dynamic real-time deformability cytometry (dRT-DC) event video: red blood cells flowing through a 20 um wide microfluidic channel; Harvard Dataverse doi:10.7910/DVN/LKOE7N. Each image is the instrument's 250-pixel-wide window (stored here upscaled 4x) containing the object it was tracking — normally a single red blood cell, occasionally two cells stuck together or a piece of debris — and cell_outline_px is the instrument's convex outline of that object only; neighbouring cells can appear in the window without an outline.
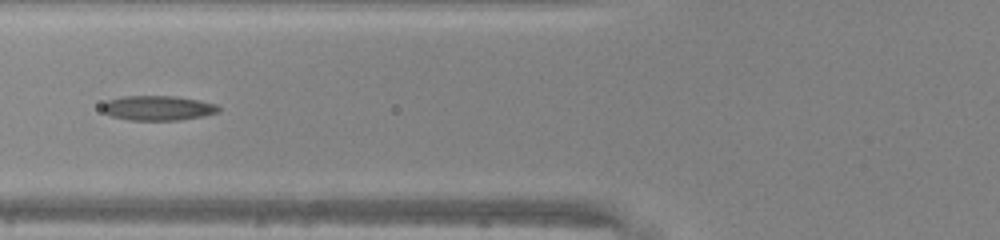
{"species": "common noctule bat (a hibernating species)", "species_latin": "Nyctalus noctula", "temperature_condition": "warm", "stored_images_in_passage": 36, "camera_frame_rate_fps": 3000, "um_per_image_px": 0.085, "animal": {"sex": "male", "body_mass_g": 20.0, "forearm_length_mm": 53.3}, "frame": {"image": 1, "passage_image": 7, "time_ms": 2.0, "image_size_px": [1000, 240], "cell_outline_px": [[220, 112], [204, 116], [180, 120], [128, 120], [112, 116], [104, 112], [100, 108], [108, 100], [124, 96], [172, 96], [196, 100], [216, 104], [220, 108]], "centroid_in_image_um": [13.42, 9.19], "position_along_channel_um": 112.4, "area_um2": 16.7}}
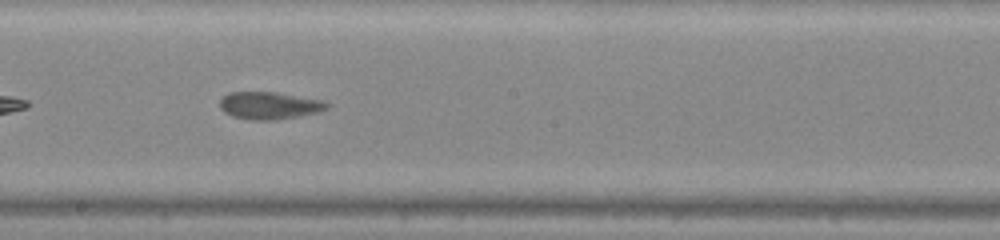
{"frame": {"image": 2, "passage_image": 15, "time_ms": 4.667, "image_size_px": [1000, 240], "cell_outline_px": [[328, 108], [316, 112], [300, 116], [276, 120], [252, 120], [232, 116], [224, 112], [220, 108], [220, 100], [228, 92], [276, 92], [320, 100], [328, 104]], "centroid_in_image_um": [22.85, 8.97], "position_along_channel_um": 225.4, "area_um2": 16.94}}
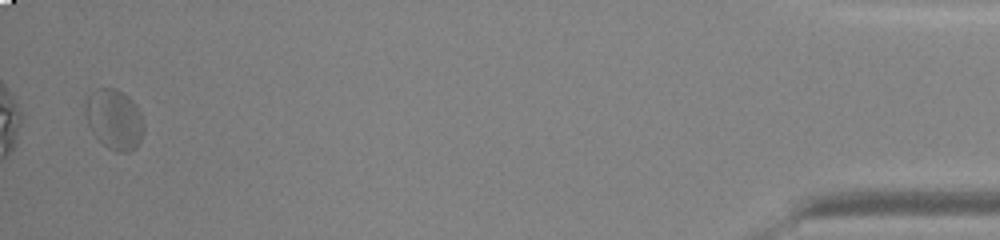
{"frame": {"image": 3, "passage_image": 35, "time_ms": 11.333, "image_size_px": [1000, 240], "cell_outline_px": [[144, 132], [136, 148], [128, 152], [116, 152], [108, 148], [92, 132], [88, 124], [84, 104], [88, 96], [96, 88], [116, 88], [128, 96], [136, 104], [140, 112], [144, 124]], "centroid_in_image_um": [9.73, 10.13], "position_along_channel_um": 425.5, "area_um2": 20.58}, "authors_computed_cell_mechanics": {"area_um2": 17.2822, "velocity_mm_per_s": 4.2519, "shape_relaxation_time_tau1_ms": 4.5001, "shape_relaxation_time_tau2_ms": 1.302, "deformation_change_tau1": 0.1128, "deformation_change_tau2": 0.0581}}